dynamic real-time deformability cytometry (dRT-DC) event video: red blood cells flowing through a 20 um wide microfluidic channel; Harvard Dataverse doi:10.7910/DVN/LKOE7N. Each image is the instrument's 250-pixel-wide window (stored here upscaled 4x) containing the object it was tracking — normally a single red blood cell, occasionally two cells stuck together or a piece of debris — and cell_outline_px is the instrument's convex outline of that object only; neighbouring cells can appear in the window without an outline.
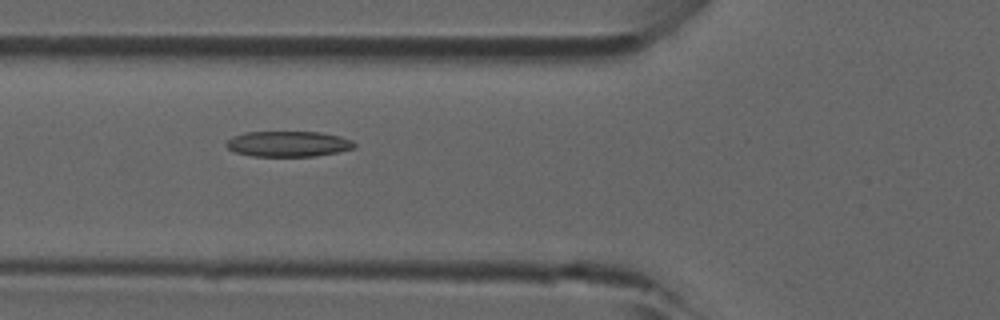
{"species": "common noctule bat (a hibernating species)", "species_latin": "Nyctalus noctula", "temperature_condition": "room temperature", "stored_images_in_passage": 19, "camera_frame_rate_fps": 3000, "um_per_image_px": 0.085, "animal": {"sex": "male", "forearm_length_mm": 52.5}, "frame": {"image": 1, "passage_image": 6, "time_ms": 1.667, "image_size_px": [1000, 320], "cell_outline_px": [[356, 148], [316, 156], [252, 156], [236, 152], [228, 148], [224, 144], [232, 136], [244, 132], [320, 132], [340, 136], [352, 140], [356, 144]], "centroid_in_image_um": [24.5, 12.23], "position_along_channel_um": 101.3, "area_um2": 19.13}}
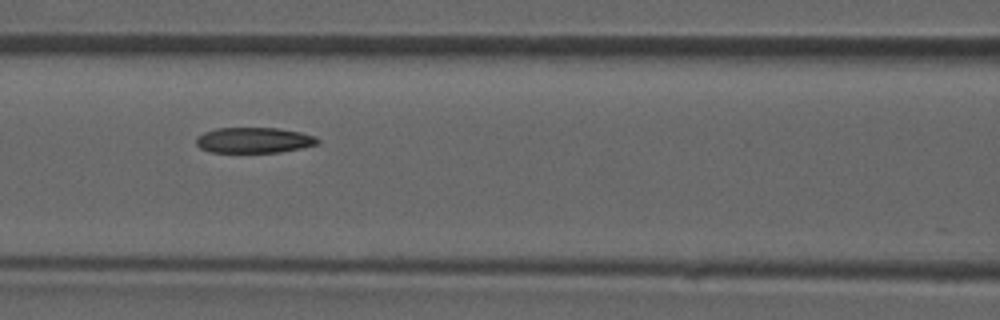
{"frame": {"image": 2, "passage_image": 9, "time_ms": 2.667, "image_size_px": [1000, 320], "cell_outline_px": [[320, 140], [316, 144], [300, 148], [280, 152], [212, 152], [200, 148], [196, 144], [196, 136], [204, 132], [216, 128], [276, 128], [300, 132], [316, 136]], "centroid_in_image_um": [21.56, 11.91], "position_along_channel_um": 145.0, "area_um2": 18.03}}